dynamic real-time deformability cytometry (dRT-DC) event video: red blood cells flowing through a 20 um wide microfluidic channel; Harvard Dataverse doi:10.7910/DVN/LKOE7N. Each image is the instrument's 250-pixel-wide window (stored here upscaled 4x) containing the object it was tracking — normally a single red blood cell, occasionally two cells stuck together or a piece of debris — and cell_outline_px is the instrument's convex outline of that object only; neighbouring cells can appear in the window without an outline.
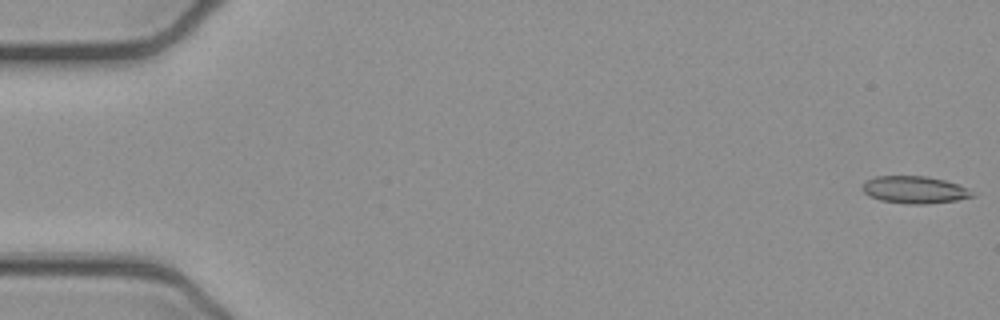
{"species": "common noctule bat (a hibernating species)", "species_latin": "Nyctalus noctula", "temperature_condition": "cold", "stored_images_in_passage": 52, "camera_frame_rate_fps": 3000, "um_per_image_px": 0.085, "animal": {"sex": "female", "body_mass_g": 21.9}, "frame": {"image": 1, "passage_image": 1, "time_ms": 0.0, "image_size_px": [1000, 320], "cell_outline_px": [[976, 196], [956, 200], [924, 204], [908, 204], [880, 200], [868, 196], [860, 188], [868, 180], [876, 176], [924, 176], [944, 180], [968, 188]], "centroid_in_image_um": [77.72, 16.13], "position_along_channel_um": 7.3, "area_um2": 17.34}}
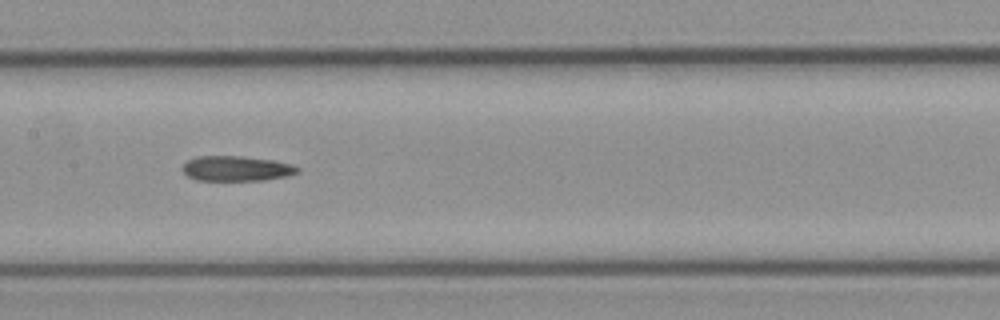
{"frame": {"image": 2, "passage_image": 26, "time_ms": 8.333, "image_size_px": [1000, 320], "cell_outline_px": [[300, 172], [288, 176], [264, 180], [196, 180], [188, 176], [180, 168], [188, 160], [196, 156], [240, 156], [272, 160], [292, 164], [300, 168]], "centroid_in_image_um": [20.11, 14.32], "position_along_channel_um": 187.3, "area_um2": 16.88}}
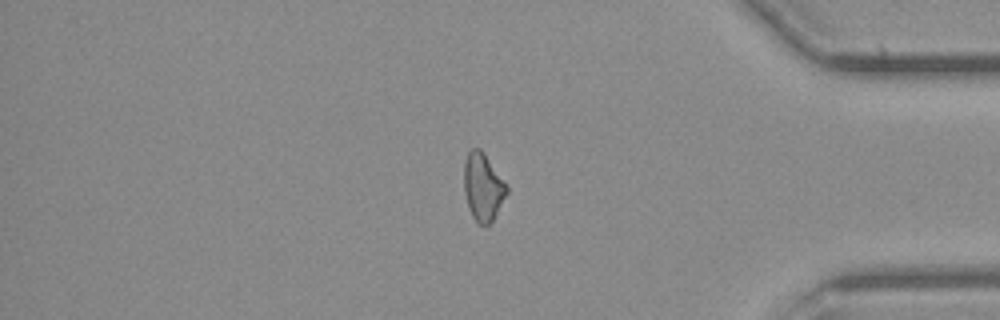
{"frame": {"image": 3, "passage_image": 44, "time_ms": 14.333, "image_size_px": [1000, 320], "cell_outline_px": [[508, 192], [496, 216], [488, 224], [480, 224], [472, 216], [468, 208], [464, 192], [464, 164], [468, 152], [472, 148], [480, 148], [484, 152], [508, 188]], "centroid_in_image_um": [41.04, 15.89], "position_along_channel_um": 394.2, "area_um2": 16.7}}